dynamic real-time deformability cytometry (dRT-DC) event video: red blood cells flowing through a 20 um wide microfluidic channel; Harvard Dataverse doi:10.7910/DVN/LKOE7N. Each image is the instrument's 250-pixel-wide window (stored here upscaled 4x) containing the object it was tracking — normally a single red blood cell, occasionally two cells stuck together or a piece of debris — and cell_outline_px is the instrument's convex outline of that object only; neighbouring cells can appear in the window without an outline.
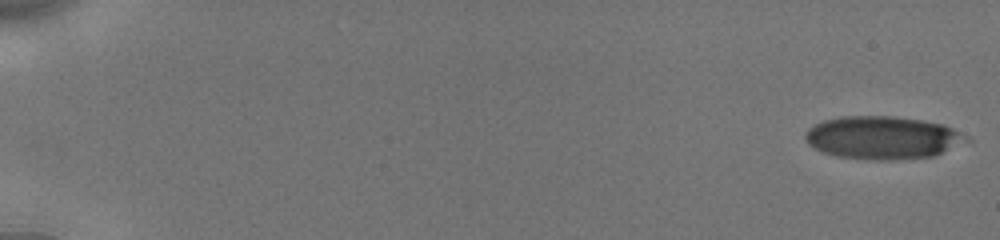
{"species": "human", "species_latin": "Homo sapiens", "temperature_condition": "cold", "stored_images_in_passage": 54, "camera_frame_rate_fps": 3000, "um_per_image_px": 0.085, "donor": {"sex": "male"}, "frame": {"image": 1, "passage_image": 1, "time_ms": 0.0, "image_size_px": [1000, 240], "cell_outline_px": [[972, 144], [932, 156], [896, 160], [872, 160], [836, 156], [824, 152], [808, 144], [804, 136], [804, 132], [812, 124], [824, 120], [840, 116], [892, 116], [924, 120], [944, 124], [968, 136], [972, 140]], "centroid_in_image_um": [75.11, 11.7], "position_along_channel_um": 9.9, "area_um2": 41.15}}
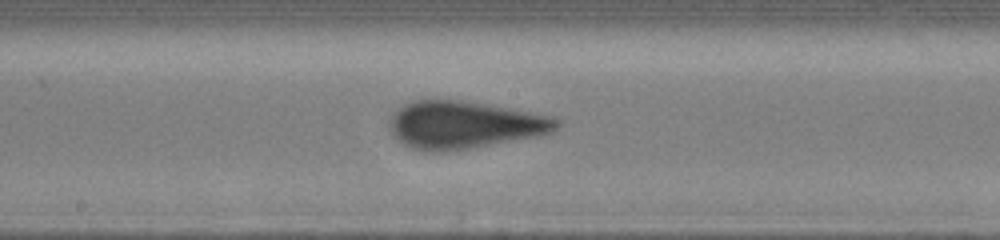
{"frame": {"image": 2, "passage_image": 31, "time_ms": 10.0, "image_size_px": [1000, 240], "cell_outline_px": [[560, 124], [552, 132], [540, 136], [444, 152], [432, 152], [412, 148], [404, 144], [388, 128], [388, 120], [404, 104], [412, 100], [460, 100], [508, 108], [552, 116], [560, 120]], "centroid_in_image_um": [39.47, 10.61], "position_along_channel_um": 208.7, "area_um2": 45.89}}
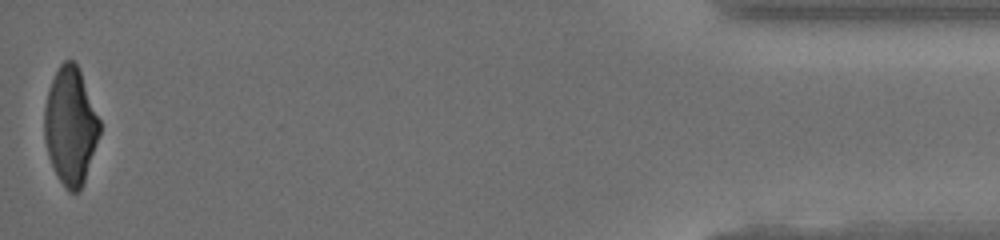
{"frame": {"image": 3, "passage_image": 54, "time_ms": 17.667, "image_size_px": [1000, 240], "cell_outline_px": [[100, 132], [84, 180], [80, 188], [76, 192], [68, 192], [60, 180], [48, 156], [44, 140], [44, 108], [48, 92], [52, 80], [60, 64], [64, 60], [72, 60], [76, 64], [80, 72], [100, 120]], "centroid_in_image_um": [5.97, 10.7], "position_along_channel_um": 429.2, "area_um2": 37.11}, "authors_computed_cell_mechanics": {"area_um2": 43.4078, "velocity_mm_per_s": 3.8699, "shape_relaxation_time_tau1_ms": 4.8955, "shape_relaxation_time_tau2_ms": null, "deformation_change_tau1": 0.1599, "deformation_change_tau2": null}}